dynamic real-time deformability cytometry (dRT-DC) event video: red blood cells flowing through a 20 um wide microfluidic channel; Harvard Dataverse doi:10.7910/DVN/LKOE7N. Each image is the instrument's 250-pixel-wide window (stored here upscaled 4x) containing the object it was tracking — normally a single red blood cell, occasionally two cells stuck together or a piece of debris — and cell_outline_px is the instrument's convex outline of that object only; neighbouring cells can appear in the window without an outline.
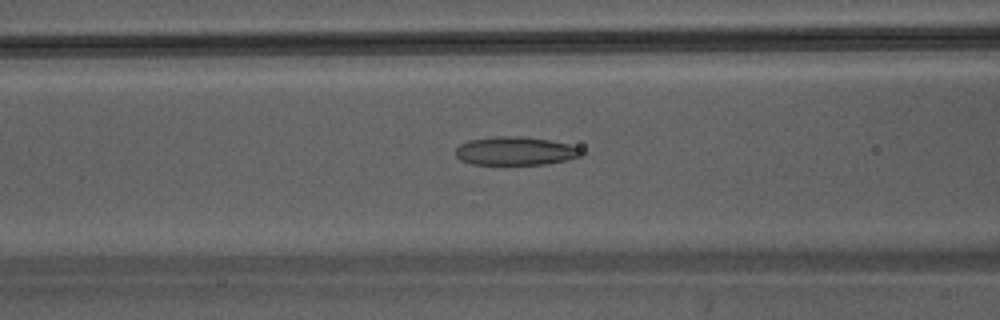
{"species": "Egyptian fruit bat (a non-hibernating species)", "species_latin": "Rousettus aegyptiacus", "temperature_condition": "warm", "stored_images_in_passage": 38, "camera_frame_rate_fps": 3000, "um_per_image_px": 0.085, "animal": {"sex": "male"}, "frame": {"image": 1, "passage_image": 15, "time_ms": 4.667, "image_size_px": [1000, 320], "cell_outline_px": [[584, 156], [568, 160], [544, 164], [472, 164], [460, 160], [456, 156], [456, 148], [460, 144], [468, 140], [496, 136], [520, 136], [548, 140], [568, 144], [580, 148], [584, 152]], "centroid_in_image_um": [43.83, 12.83], "position_along_channel_um": 122.8, "area_um2": 20.92}}
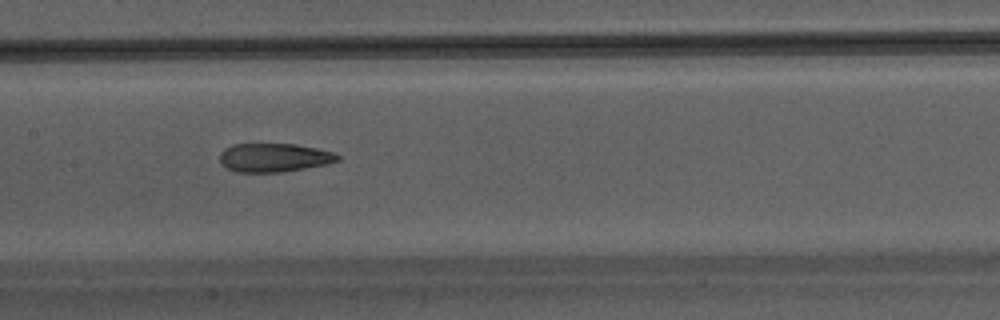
{"frame": {"image": 2, "passage_image": 19, "time_ms": 6.0, "image_size_px": [1000, 320], "cell_outline_px": [[340, 160], [328, 164], [280, 172], [236, 172], [220, 164], [220, 152], [224, 148], [232, 144], [296, 144], [316, 148], [332, 152], [340, 156]], "centroid_in_image_um": [23.27, 13.39], "position_along_channel_um": 184.1, "area_um2": 19.71}}
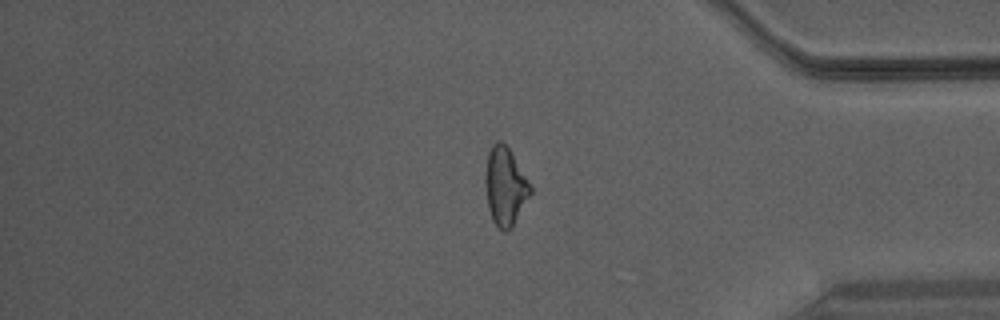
{"frame": {"image": 3, "passage_image": 34, "time_ms": 11.0, "image_size_px": [1000, 320], "cell_outline_px": [[532, 192], [512, 228], [508, 232], [504, 232], [496, 228], [492, 220], [488, 208], [484, 180], [484, 176], [488, 152], [492, 144], [496, 140], [500, 140], [508, 148], [532, 184]], "centroid_in_image_um": [42.94, 15.87], "position_along_channel_um": 392.3, "area_um2": 20.98}}